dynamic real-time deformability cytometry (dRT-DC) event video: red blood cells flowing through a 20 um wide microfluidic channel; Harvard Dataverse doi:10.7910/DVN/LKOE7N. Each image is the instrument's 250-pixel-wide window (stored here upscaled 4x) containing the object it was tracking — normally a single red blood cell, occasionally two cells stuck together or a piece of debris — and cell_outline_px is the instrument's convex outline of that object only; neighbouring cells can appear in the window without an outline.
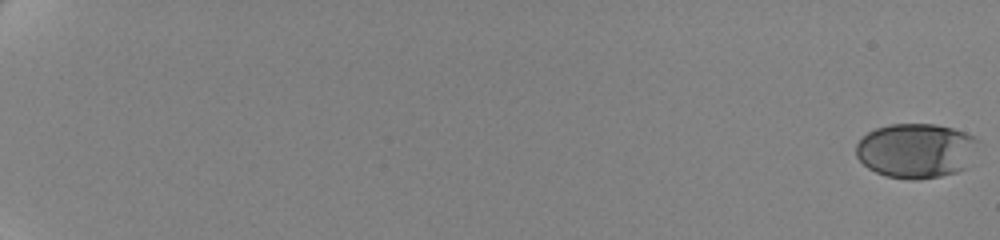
{"species": "human", "species_latin": "Homo sapiens", "temperature_condition": "cold", "stored_images_in_passage": 63, "camera_frame_rate_fps": 3000, "um_per_image_px": 0.085, "donor": {"sex": "female"}, "frame": {"image": 1, "passage_image": 1, "time_ms": 0.0, "image_size_px": [1000, 240], "cell_outline_px": [[976, 140], [964, 168], [956, 172], [940, 176], [916, 180], [908, 180], [884, 176], [868, 168], [856, 156], [856, 144], [868, 132], [876, 128], [888, 124], [936, 124], [952, 128], [964, 132], [972, 136]], "centroid_in_image_um": [77.77, 12.8], "position_along_channel_um": 7.2, "area_um2": 38.38}}
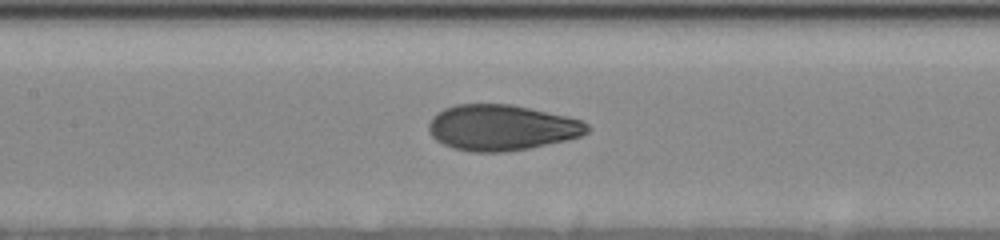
{"frame": {"image": 2, "passage_image": 35, "time_ms": 11.333, "image_size_px": [1000, 240], "cell_outline_px": [[592, 128], [588, 132], [580, 136], [568, 140], [528, 148], [500, 152], [472, 152], [452, 148], [436, 140], [428, 132], [428, 124], [432, 116], [436, 112], [444, 108], [456, 104], [512, 104], [564, 116], [580, 120], [588, 124]], "centroid_in_image_um": [42.6, 10.84], "position_along_channel_um": 164.8, "area_um2": 42.31}}
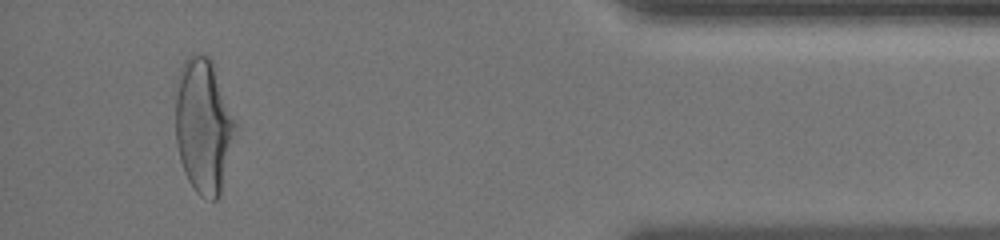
{"frame": {"image": 3, "passage_image": 60, "time_ms": 19.667, "image_size_px": [1000, 240], "cell_outline_px": [[236, 128], [220, 192], [216, 200], [212, 200], [200, 196], [196, 192], [188, 180], [184, 172], [180, 160], [176, 144], [172, 96], [172, 92], [176, 76], [180, 64], [192, 52], [196, 52], [208, 56], [212, 60], [236, 120]], "centroid_in_image_um": [17.21, 10.58], "position_along_channel_um": 418.0, "area_um2": 48.26}, "authors_computed_cell_mechanics": {"area_um2": 41.905, "velocity_mm_per_s": 3.4962, "shape_relaxation_time_tau1_ms": 3.7075, "shape_relaxation_time_tau2_ms": 0.8765, "deformation_change_tau1": 0.1667, "deformation_change_tau2": 0.0562}}